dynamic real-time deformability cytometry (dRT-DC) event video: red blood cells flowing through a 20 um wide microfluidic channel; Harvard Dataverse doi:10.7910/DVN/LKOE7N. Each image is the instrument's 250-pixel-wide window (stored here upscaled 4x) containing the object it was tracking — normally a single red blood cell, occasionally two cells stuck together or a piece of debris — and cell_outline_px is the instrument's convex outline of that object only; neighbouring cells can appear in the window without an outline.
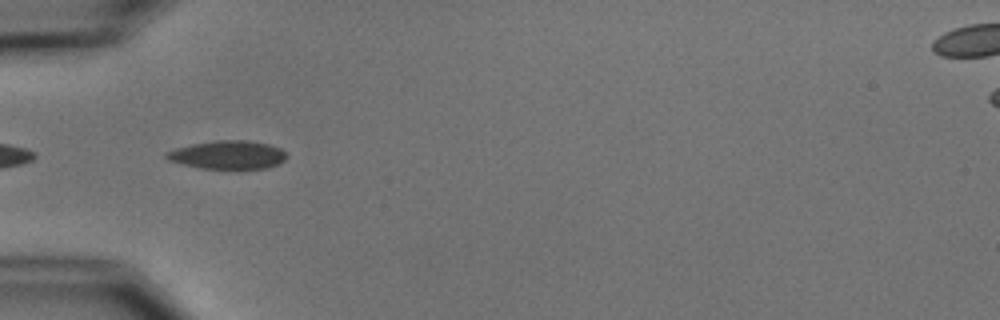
{"species": "common noctule bat (a hibernating species)", "species_latin": "Nyctalus noctula", "temperature_condition": "cold", "stored_images_in_passage": 2, "camera_frame_rate_fps": 3000, "um_per_image_px": 0.085, "animal": {"sex": "male", "body_mass_g": 15.6}, "frame": {"image": 1, "passage_image": 2, "time_ms": 1.0, "image_size_px": [1000, 320], "cell_outline_px": [[288, 156], [284, 160], [268, 168], [200, 168], [168, 160], [164, 156], [164, 152], [176, 148], [192, 144], [216, 140], [248, 140], [268, 144], [280, 148]], "centroid_in_image_um": [19.34, 13.15], "position_along_channel_um": 65.7, "area_um2": 19.71}}